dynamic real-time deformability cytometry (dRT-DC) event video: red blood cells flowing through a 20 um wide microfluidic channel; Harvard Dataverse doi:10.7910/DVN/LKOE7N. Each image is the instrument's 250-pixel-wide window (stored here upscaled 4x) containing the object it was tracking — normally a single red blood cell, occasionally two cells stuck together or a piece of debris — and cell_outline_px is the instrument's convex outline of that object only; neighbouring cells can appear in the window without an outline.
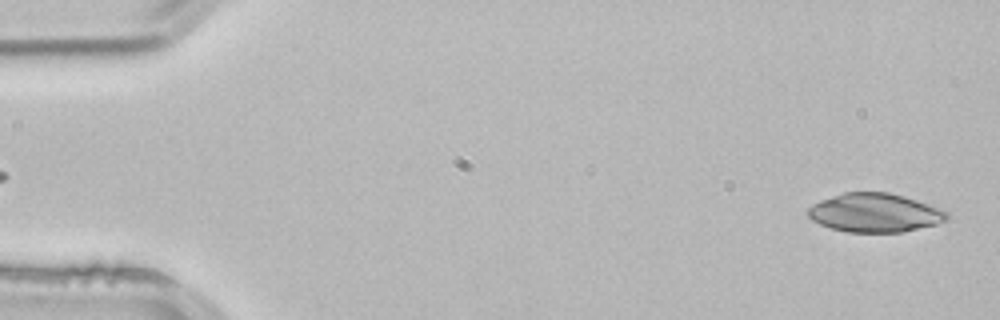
{"species": "common noctule bat (a hibernating species)", "species_latin": "Nyctalus noctula", "temperature_condition": "room temperature", "stored_images_in_passage": 4, "segment_of_instrument_passage": [2, 2], "camera_frame_rate_fps": 3000, "um_per_image_px": 0.085, "animal": {"sex": "male", "body_mass_g": 21.5, "forearm_length_mm": 52.0}, "frame": {"image": 1, "passage_image": 4, "time_ms": 1.0, "image_size_px": [1000, 320], "cell_outline_px": [[948, 220], [936, 224], [900, 232], [848, 232], [832, 228], [820, 224], [812, 220], [808, 216], [808, 208], [812, 204], [820, 200], [844, 192], [888, 192], [904, 196], [940, 208], [948, 212]], "centroid_in_image_um": [74.35, 18.08], "position_along_channel_um": 10.6, "area_um2": 31.27}}